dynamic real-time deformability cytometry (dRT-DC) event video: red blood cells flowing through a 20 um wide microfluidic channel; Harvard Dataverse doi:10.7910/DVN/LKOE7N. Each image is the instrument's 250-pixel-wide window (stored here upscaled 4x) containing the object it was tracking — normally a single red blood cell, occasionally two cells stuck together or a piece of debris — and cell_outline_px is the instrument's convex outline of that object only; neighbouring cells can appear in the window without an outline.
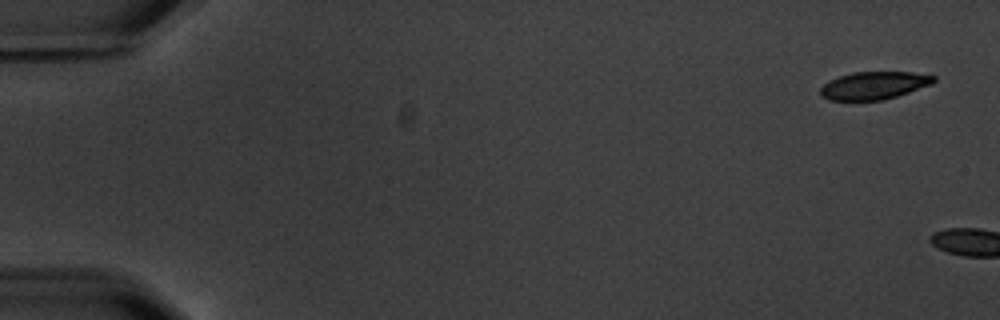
{"species": "common noctule bat (a hibernating species)", "species_latin": "Nyctalus noctula", "temperature_condition": "warm", "stored_images_in_passage": 2, "camera_frame_rate_fps": 3000, "um_per_image_px": 0.085, "animal": {"sex": "male", "body_mass_g": 20.1, "forearm_length_mm": 53.5}, "frame": {"image": 1, "passage_image": 1, "time_ms": 0.0, "image_size_px": [1000, 320], "cell_outline_px": [[936, 80], [932, 84], [884, 100], [828, 100], [820, 96], [820, 88], [828, 80], [852, 72], [912, 72], [936, 76]], "centroid_in_image_um": [74.27, 7.26], "position_along_channel_um": 10.7, "area_um2": 18.32}}